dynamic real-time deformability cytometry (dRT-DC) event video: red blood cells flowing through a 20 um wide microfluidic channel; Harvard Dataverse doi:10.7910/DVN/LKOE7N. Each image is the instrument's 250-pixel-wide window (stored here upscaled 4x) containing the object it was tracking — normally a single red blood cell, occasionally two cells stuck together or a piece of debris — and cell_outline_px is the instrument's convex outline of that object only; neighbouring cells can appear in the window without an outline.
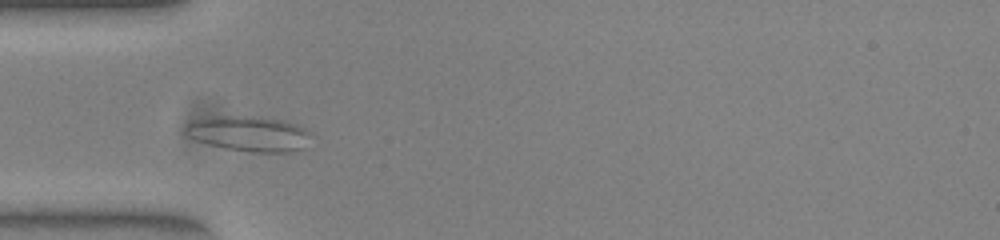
{"species": "common noctule bat (a hibernating species)", "species_latin": "Nyctalus noctula", "temperature_condition": "warm", "stored_images_in_passage": 40, "segment_of_instrument_passage": [1, 2], "camera_frame_rate_fps": 3000, "um_per_image_px": 0.085, "animal": {"sex": "female", "body_mass_g": 23.0, "forearm_length_mm": 53.4}, "frame": {"image": 1, "passage_image": 8, "time_ms": 2.333, "image_size_px": [1000, 240], "cell_outline_px": [[304, 132], [300, 148], [292, 152], [252, 152], [224, 148], [188, 136], [184, 132], [188, 124], [192, 120], [220, 116], [236, 116], [284, 120], [296, 124]], "centroid_in_image_um": [21.03, 11.36], "position_along_channel_um": 64.0, "area_um2": 24.39}}
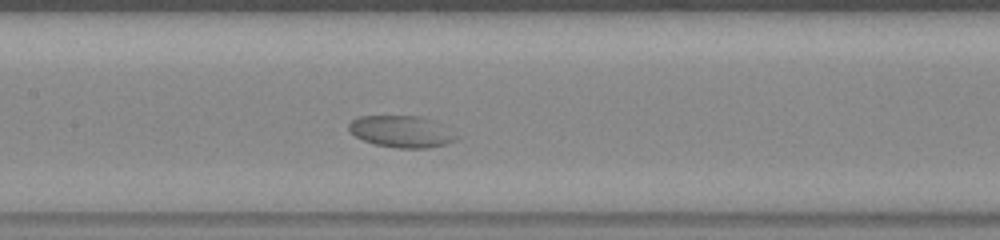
{"frame": {"image": 2, "passage_image": 17, "time_ms": 5.333, "image_size_px": [1000, 240], "cell_outline_px": [[460, 136], [456, 140], [444, 144], [428, 148], [396, 148], [376, 144], [364, 140], [356, 136], [348, 128], [348, 124], [352, 120], [360, 116], [416, 116], [428, 120]], "centroid_in_image_um": [34.08, 11.19], "position_along_channel_um": 173.3, "area_um2": 19.31}}
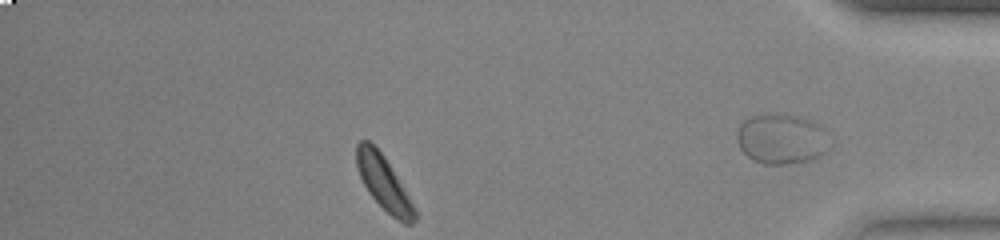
{"frame": {"image": 3, "passage_image": 33, "time_ms": 10.667, "image_size_px": [1000, 240], "cell_outline_px": [[416, 220], [412, 224], [404, 224], [392, 216], [368, 192], [360, 176], [356, 164], [356, 144], [360, 140], [368, 140], [384, 156], [416, 208]], "centroid_in_image_um": [32.62, 15.55], "position_along_channel_um": 402.6, "area_um2": 17.98}}